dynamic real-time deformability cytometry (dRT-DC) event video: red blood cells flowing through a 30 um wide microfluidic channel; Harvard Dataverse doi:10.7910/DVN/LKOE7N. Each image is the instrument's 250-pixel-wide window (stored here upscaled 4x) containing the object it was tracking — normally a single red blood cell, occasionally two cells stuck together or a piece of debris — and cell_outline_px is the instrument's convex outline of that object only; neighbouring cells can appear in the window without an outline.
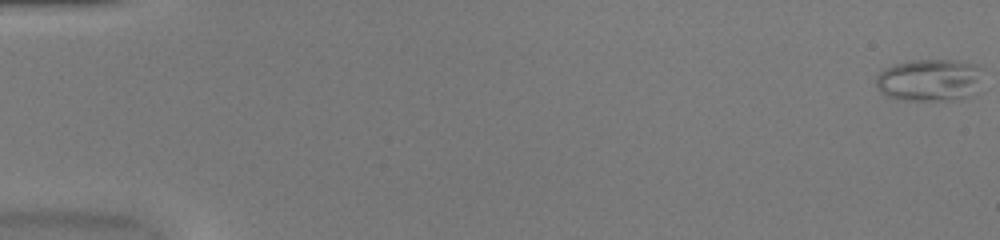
{"species": "common noctule bat (a hibernating species)", "species_latin": "Nyctalus noctula", "temperature_condition": "warm", "stored_images_in_passage": 52, "camera_frame_rate_fps": 3000, "um_per_image_px": 0.085, "animal": {"sex": "female", "body_mass_g": 20.0, "forearm_length_mm": 54.0}, "frame": {"image": 1, "passage_image": 1, "time_ms": 0.0, "image_size_px": [1000, 240], "cell_outline_px": [[980, 68], [976, 92], [972, 96], [960, 100], [896, 100], [880, 92], [876, 88], [876, 76], [884, 68], [896, 64], [912, 60], [960, 60], [976, 64]], "centroid_in_image_um": [78.98, 6.82], "position_along_channel_um": 6.0, "area_um2": 26.53}}
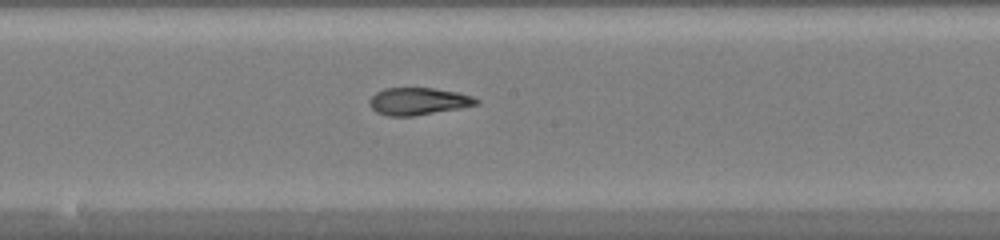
{"frame": {"image": 2, "passage_image": 29, "time_ms": 9.333, "image_size_px": [1000, 240], "cell_outline_px": [[480, 104], [460, 108], [412, 116], [388, 116], [376, 112], [368, 104], [368, 100], [376, 92], [384, 88], [432, 88], [456, 92], [472, 96], [480, 100]], "centroid_in_image_um": [35.54, 8.61], "position_along_channel_um": 212.7, "area_um2": 16.99}}
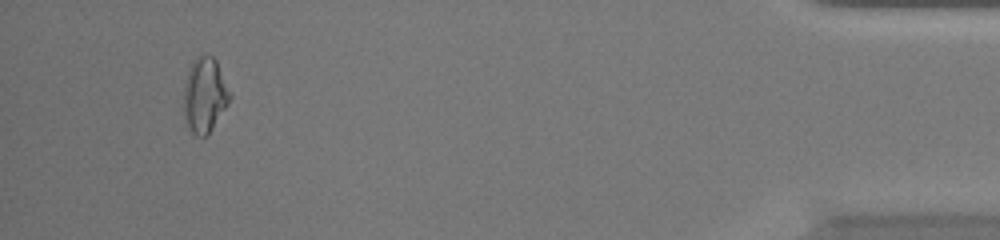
{"frame": {"image": 3, "passage_image": 49, "time_ms": 16.0, "image_size_px": [1000, 240], "cell_outline_px": [[232, 96], [228, 104], [208, 136], [196, 136], [192, 132], [184, 120], [184, 84], [192, 60], [196, 56], [212, 56], [216, 60]], "centroid_in_image_um": [17.4, 8.11], "position_along_channel_um": 417.8, "area_um2": 20.17}, "authors_computed_cell_mechanics": {"area_um2": 18.2359, "velocity_mm_per_s": 4.0881, "shape_relaxation_time_tau1_ms": null, "shape_relaxation_time_tau2_ms": 2.5045, "deformation_change_tau1": null, "deformation_change_tau2": 0.103}}